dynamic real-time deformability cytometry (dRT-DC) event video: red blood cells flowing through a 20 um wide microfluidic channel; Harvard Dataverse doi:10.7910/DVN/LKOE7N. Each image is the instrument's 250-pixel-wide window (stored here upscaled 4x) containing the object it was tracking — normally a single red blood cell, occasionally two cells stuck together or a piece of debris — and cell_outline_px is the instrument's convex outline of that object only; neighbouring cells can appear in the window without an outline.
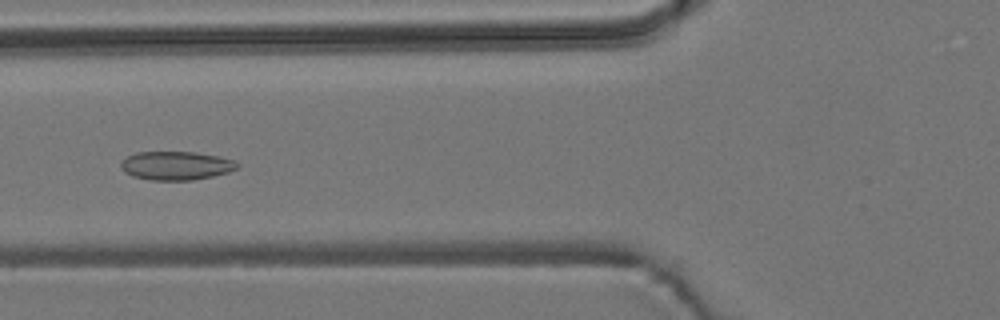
{"species": "common noctule bat (a hibernating species)", "species_latin": "Nyctalus noctula", "temperature_condition": "room temperature", "stored_images_in_passage": 6, "camera_frame_rate_fps": 3000, "um_per_image_px": 0.085, "animal": {"sex": "male", "body_mass_g": 19.2, "forearm_length_mm": 51.8}, "frame": {"image": 1, "passage_image": 3, "time_ms": 0.667, "image_size_px": [1000, 320], "cell_outline_px": [[240, 164], [236, 168], [228, 172], [212, 176], [192, 180], [148, 180], [132, 176], [124, 172], [120, 168], [120, 164], [128, 156], [136, 152], [196, 152], [236, 160]], "centroid_in_image_um": [14.96, 14.08], "position_along_channel_um": 110.8, "area_um2": 19.42}}
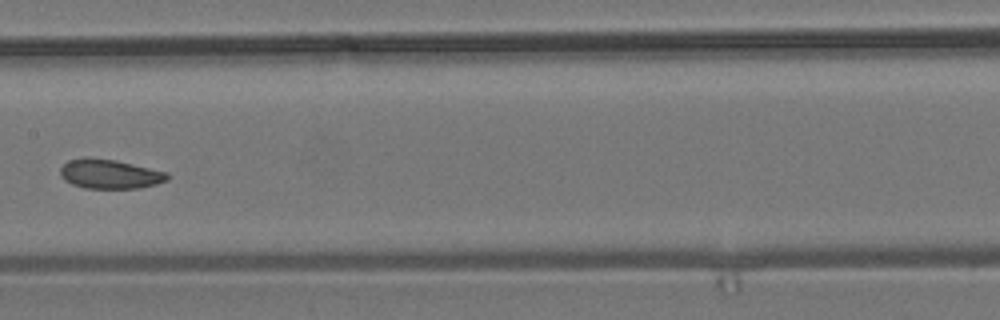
{"frame": {"image": 2, "passage_image": 5, "time_ms": 1.333, "image_size_px": [1000, 320], "cell_outline_px": [[168, 180], [156, 184], [140, 188], [84, 188], [72, 184], [64, 180], [60, 176], [60, 168], [68, 160], [84, 156], [116, 160], [168, 172]], "centroid_in_image_um": [9.3, 14.78], "position_along_channel_um": 198.1, "area_um2": 18.5}}
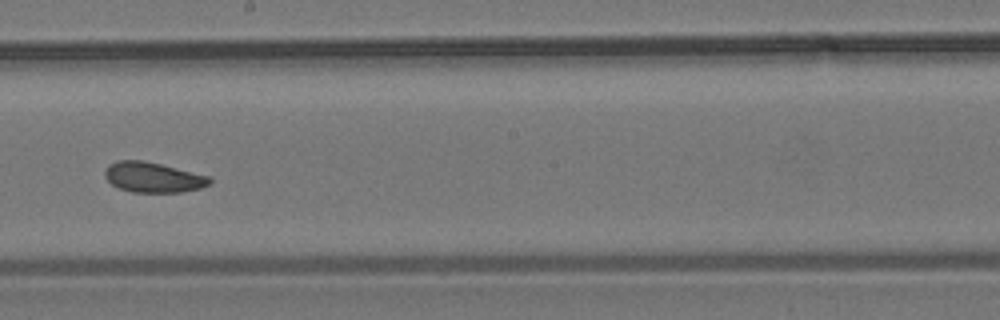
{"frame": {"image": 3, "passage_image": 6, "time_ms": 1.667, "image_size_px": [1000, 320], "cell_outline_px": [[212, 180], [208, 184], [200, 188], [180, 192], [132, 192], [120, 188], [112, 184], [104, 176], [104, 172], [108, 164], [116, 160], [140, 160], [160, 164], [208, 176]], "centroid_in_image_um": [12.96, 15.07], "position_along_channel_um": 235.2, "area_um2": 18.21}}